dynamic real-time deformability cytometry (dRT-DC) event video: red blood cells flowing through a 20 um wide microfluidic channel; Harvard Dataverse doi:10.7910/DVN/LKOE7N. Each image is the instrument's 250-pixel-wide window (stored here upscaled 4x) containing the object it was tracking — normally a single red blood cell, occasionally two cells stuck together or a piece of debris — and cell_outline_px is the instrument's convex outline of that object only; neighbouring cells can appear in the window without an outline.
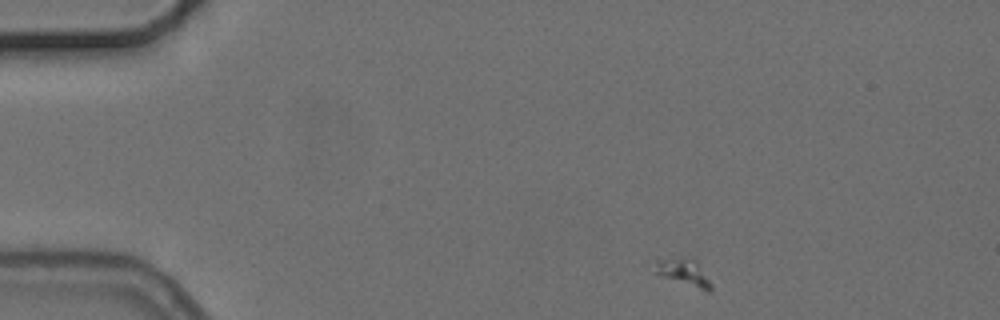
{"species": "common noctule bat (a hibernating species)", "species_latin": "Nyctalus noctula", "temperature_condition": "cold", "stored_images_in_passage": 38, "camera_frame_rate_fps": 3000, "um_per_image_px": 0.085, "animal": {"sex": "female", "body_mass_g": 24.6, "forearm_length_mm": 56.2}, "frame": {"image": 1, "passage_image": 1, "time_ms": 0.0, "image_size_px": [1000, 320], "cell_outline_px": [[712, 288], [708, 292], [704, 292], [652, 272], [644, 264], [656, 260], [680, 256], [696, 256], [712, 284]], "centroid_in_image_um": [58.02, 23.08], "position_along_channel_um": 27.0, "area_um2": 10.0}}